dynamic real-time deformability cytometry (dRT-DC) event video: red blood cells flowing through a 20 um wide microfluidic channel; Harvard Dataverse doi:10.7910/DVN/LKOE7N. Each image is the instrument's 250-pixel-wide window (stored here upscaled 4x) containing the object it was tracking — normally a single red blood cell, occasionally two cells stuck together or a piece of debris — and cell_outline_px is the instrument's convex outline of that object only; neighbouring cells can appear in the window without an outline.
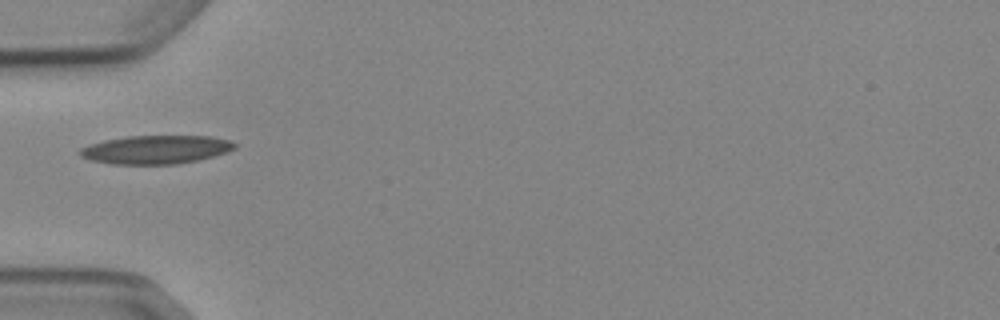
{"species": "Egyptian fruit bat (a non-hibernating species)", "species_latin": "Rousettus aegyptiacus", "temperature_condition": "cold", "stored_images_in_passage": 1, "camera_frame_rate_fps": 3000, "um_per_image_px": 0.085, "animal": {"sex": "female"}, "frame": {"image": 1, "passage_image": 1, "time_ms": 0.0, "image_size_px": [1000, 320], "cell_outline_px": [[236, 148], [228, 152], [196, 160], [176, 164], [112, 164], [92, 160], [80, 156], [76, 152], [80, 148], [104, 140], [128, 136], [212, 136], [228, 140], [236, 144]], "centroid_in_image_um": [13.24, 12.71], "position_along_channel_um": 71.8, "area_um2": 25.61}}